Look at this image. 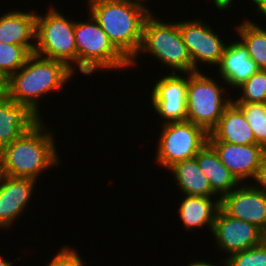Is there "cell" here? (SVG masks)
<instances>
[{
    "label": "cell",
    "mask_w": 266,
    "mask_h": 266,
    "mask_svg": "<svg viewBox=\"0 0 266 266\" xmlns=\"http://www.w3.org/2000/svg\"><path fill=\"white\" fill-rule=\"evenodd\" d=\"M36 10H11L0 15V43L23 46L30 54L36 46Z\"/></svg>",
    "instance_id": "cell-16"
},
{
    "label": "cell",
    "mask_w": 266,
    "mask_h": 266,
    "mask_svg": "<svg viewBox=\"0 0 266 266\" xmlns=\"http://www.w3.org/2000/svg\"><path fill=\"white\" fill-rule=\"evenodd\" d=\"M253 183L258 189L266 193V153L263 156L261 166Z\"/></svg>",
    "instance_id": "cell-28"
},
{
    "label": "cell",
    "mask_w": 266,
    "mask_h": 266,
    "mask_svg": "<svg viewBox=\"0 0 266 266\" xmlns=\"http://www.w3.org/2000/svg\"><path fill=\"white\" fill-rule=\"evenodd\" d=\"M221 265L220 266H224V261H220ZM187 266H219L218 264H215V263H211V262H206L204 260H194L193 262H190V264H188Z\"/></svg>",
    "instance_id": "cell-32"
},
{
    "label": "cell",
    "mask_w": 266,
    "mask_h": 266,
    "mask_svg": "<svg viewBox=\"0 0 266 266\" xmlns=\"http://www.w3.org/2000/svg\"><path fill=\"white\" fill-rule=\"evenodd\" d=\"M76 74L66 63L31 53L25 64L8 78L7 97L26 105L43 119L39 102L51 92H60ZM45 95V96H44Z\"/></svg>",
    "instance_id": "cell-1"
},
{
    "label": "cell",
    "mask_w": 266,
    "mask_h": 266,
    "mask_svg": "<svg viewBox=\"0 0 266 266\" xmlns=\"http://www.w3.org/2000/svg\"><path fill=\"white\" fill-rule=\"evenodd\" d=\"M219 260L224 261V266H266V245L262 242Z\"/></svg>",
    "instance_id": "cell-26"
},
{
    "label": "cell",
    "mask_w": 266,
    "mask_h": 266,
    "mask_svg": "<svg viewBox=\"0 0 266 266\" xmlns=\"http://www.w3.org/2000/svg\"><path fill=\"white\" fill-rule=\"evenodd\" d=\"M221 81L233 89H237L260 69L250 58L247 48L238 39L225 47L220 63L217 65Z\"/></svg>",
    "instance_id": "cell-15"
},
{
    "label": "cell",
    "mask_w": 266,
    "mask_h": 266,
    "mask_svg": "<svg viewBox=\"0 0 266 266\" xmlns=\"http://www.w3.org/2000/svg\"><path fill=\"white\" fill-rule=\"evenodd\" d=\"M235 29L250 58L260 70H266V28L245 17Z\"/></svg>",
    "instance_id": "cell-22"
},
{
    "label": "cell",
    "mask_w": 266,
    "mask_h": 266,
    "mask_svg": "<svg viewBox=\"0 0 266 266\" xmlns=\"http://www.w3.org/2000/svg\"><path fill=\"white\" fill-rule=\"evenodd\" d=\"M160 127L155 161L167 171L177 162L194 158L208 143L209 133L190 121L168 122Z\"/></svg>",
    "instance_id": "cell-8"
},
{
    "label": "cell",
    "mask_w": 266,
    "mask_h": 266,
    "mask_svg": "<svg viewBox=\"0 0 266 266\" xmlns=\"http://www.w3.org/2000/svg\"><path fill=\"white\" fill-rule=\"evenodd\" d=\"M13 261H8L4 256L0 255V266H13Z\"/></svg>",
    "instance_id": "cell-34"
},
{
    "label": "cell",
    "mask_w": 266,
    "mask_h": 266,
    "mask_svg": "<svg viewBox=\"0 0 266 266\" xmlns=\"http://www.w3.org/2000/svg\"><path fill=\"white\" fill-rule=\"evenodd\" d=\"M161 77L154 82L150 92L152 110L164 120L163 123L186 121L188 74L169 73Z\"/></svg>",
    "instance_id": "cell-10"
},
{
    "label": "cell",
    "mask_w": 266,
    "mask_h": 266,
    "mask_svg": "<svg viewBox=\"0 0 266 266\" xmlns=\"http://www.w3.org/2000/svg\"><path fill=\"white\" fill-rule=\"evenodd\" d=\"M8 78L0 72V99L7 97Z\"/></svg>",
    "instance_id": "cell-31"
},
{
    "label": "cell",
    "mask_w": 266,
    "mask_h": 266,
    "mask_svg": "<svg viewBox=\"0 0 266 266\" xmlns=\"http://www.w3.org/2000/svg\"><path fill=\"white\" fill-rule=\"evenodd\" d=\"M220 208L233 218L266 230V193L253 183H243L220 198Z\"/></svg>",
    "instance_id": "cell-12"
},
{
    "label": "cell",
    "mask_w": 266,
    "mask_h": 266,
    "mask_svg": "<svg viewBox=\"0 0 266 266\" xmlns=\"http://www.w3.org/2000/svg\"><path fill=\"white\" fill-rule=\"evenodd\" d=\"M213 1V4L216 6V9L220 11L229 10V8L232 6L231 4L234 3L235 0H211ZM253 4V0H251V5Z\"/></svg>",
    "instance_id": "cell-29"
},
{
    "label": "cell",
    "mask_w": 266,
    "mask_h": 266,
    "mask_svg": "<svg viewBox=\"0 0 266 266\" xmlns=\"http://www.w3.org/2000/svg\"><path fill=\"white\" fill-rule=\"evenodd\" d=\"M141 54H150L164 68L169 67L167 70L170 69V73L188 74L197 71L183 42L179 21L160 20L153 12L145 20L141 47L130 61L131 68L137 64Z\"/></svg>",
    "instance_id": "cell-4"
},
{
    "label": "cell",
    "mask_w": 266,
    "mask_h": 266,
    "mask_svg": "<svg viewBox=\"0 0 266 266\" xmlns=\"http://www.w3.org/2000/svg\"><path fill=\"white\" fill-rule=\"evenodd\" d=\"M210 26L197 18L179 21L183 42L187 47L193 67L197 71H201L199 69L201 64L202 66L203 64L210 67L217 66L227 46V42H224L216 33L217 31Z\"/></svg>",
    "instance_id": "cell-9"
},
{
    "label": "cell",
    "mask_w": 266,
    "mask_h": 266,
    "mask_svg": "<svg viewBox=\"0 0 266 266\" xmlns=\"http://www.w3.org/2000/svg\"><path fill=\"white\" fill-rule=\"evenodd\" d=\"M37 182L26 177L6 175L0 184V229H11L26 212Z\"/></svg>",
    "instance_id": "cell-14"
},
{
    "label": "cell",
    "mask_w": 266,
    "mask_h": 266,
    "mask_svg": "<svg viewBox=\"0 0 266 266\" xmlns=\"http://www.w3.org/2000/svg\"><path fill=\"white\" fill-rule=\"evenodd\" d=\"M262 242L266 245V230L263 231Z\"/></svg>",
    "instance_id": "cell-36"
},
{
    "label": "cell",
    "mask_w": 266,
    "mask_h": 266,
    "mask_svg": "<svg viewBox=\"0 0 266 266\" xmlns=\"http://www.w3.org/2000/svg\"><path fill=\"white\" fill-rule=\"evenodd\" d=\"M199 168L208 178L212 190L221 198L241 184L221 162L214 148L207 143L195 156Z\"/></svg>",
    "instance_id": "cell-20"
},
{
    "label": "cell",
    "mask_w": 266,
    "mask_h": 266,
    "mask_svg": "<svg viewBox=\"0 0 266 266\" xmlns=\"http://www.w3.org/2000/svg\"><path fill=\"white\" fill-rule=\"evenodd\" d=\"M87 17L84 22L75 21L77 68L80 74L90 76L98 70H128L130 61L113 45L89 12Z\"/></svg>",
    "instance_id": "cell-5"
},
{
    "label": "cell",
    "mask_w": 266,
    "mask_h": 266,
    "mask_svg": "<svg viewBox=\"0 0 266 266\" xmlns=\"http://www.w3.org/2000/svg\"><path fill=\"white\" fill-rule=\"evenodd\" d=\"M65 17L53 4L42 15L36 13V46L34 53L66 63L77 69L75 21ZM76 68V69H75Z\"/></svg>",
    "instance_id": "cell-6"
},
{
    "label": "cell",
    "mask_w": 266,
    "mask_h": 266,
    "mask_svg": "<svg viewBox=\"0 0 266 266\" xmlns=\"http://www.w3.org/2000/svg\"><path fill=\"white\" fill-rule=\"evenodd\" d=\"M87 11L113 45L131 61L141 47L144 23L152 12L130 0H88Z\"/></svg>",
    "instance_id": "cell-2"
},
{
    "label": "cell",
    "mask_w": 266,
    "mask_h": 266,
    "mask_svg": "<svg viewBox=\"0 0 266 266\" xmlns=\"http://www.w3.org/2000/svg\"><path fill=\"white\" fill-rule=\"evenodd\" d=\"M247 119L256 143L266 150V103H234Z\"/></svg>",
    "instance_id": "cell-23"
},
{
    "label": "cell",
    "mask_w": 266,
    "mask_h": 266,
    "mask_svg": "<svg viewBox=\"0 0 266 266\" xmlns=\"http://www.w3.org/2000/svg\"><path fill=\"white\" fill-rule=\"evenodd\" d=\"M253 6H255V10L259 15H263L262 17L265 18L266 21V0H253ZM265 16V17H264Z\"/></svg>",
    "instance_id": "cell-30"
},
{
    "label": "cell",
    "mask_w": 266,
    "mask_h": 266,
    "mask_svg": "<svg viewBox=\"0 0 266 266\" xmlns=\"http://www.w3.org/2000/svg\"><path fill=\"white\" fill-rule=\"evenodd\" d=\"M206 75L204 71L188 73L186 105L187 121L201 126L209 133L233 98L226 95L229 89L226 85L222 87L216 82V77Z\"/></svg>",
    "instance_id": "cell-7"
},
{
    "label": "cell",
    "mask_w": 266,
    "mask_h": 266,
    "mask_svg": "<svg viewBox=\"0 0 266 266\" xmlns=\"http://www.w3.org/2000/svg\"><path fill=\"white\" fill-rule=\"evenodd\" d=\"M63 246L60 247L54 257L45 266H85L78 250L75 247Z\"/></svg>",
    "instance_id": "cell-27"
},
{
    "label": "cell",
    "mask_w": 266,
    "mask_h": 266,
    "mask_svg": "<svg viewBox=\"0 0 266 266\" xmlns=\"http://www.w3.org/2000/svg\"><path fill=\"white\" fill-rule=\"evenodd\" d=\"M29 55L23 46L0 43V72L9 78L25 64Z\"/></svg>",
    "instance_id": "cell-25"
},
{
    "label": "cell",
    "mask_w": 266,
    "mask_h": 266,
    "mask_svg": "<svg viewBox=\"0 0 266 266\" xmlns=\"http://www.w3.org/2000/svg\"><path fill=\"white\" fill-rule=\"evenodd\" d=\"M174 180L182 195L219 197L211 188L208 178L199 168L196 158L186 159L171 166Z\"/></svg>",
    "instance_id": "cell-21"
},
{
    "label": "cell",
    "mask_w": 266,
    "mask_h": 266,
    "mask_svg": "<svg viewBox=\"0 0 266 266\" xmlns=\"http://www.w3.org/2000/svg\"><path fill=\"white\" fill-rule=\"evenodd\" d=\"M219 155L221 162L241 183H253L266 150L258 145L231 144L227 142H208ZM246 179V180H245ZM252 181H251V180ZM249 180V181H247Z\"/></svg>",
    "instance_id": "cell-13"
},
{
    "label": "cell",
    "mask_w": 266,
    "mask_h": 266,
    "mask_svg": "<svg viewBox=\"0 0 266 266\" xmlns=\"http://www.w3.org/2000/svg\"><path fill=\"white\" fill-rule=\"evenodd\" d=\"M131 2H135V3H138V4H140V5H142V6H145V7H147L151 12H153L152 11V9H150L148 6H146L147 4H146V1L147 0H130ZM144 2H145V4H144Z\"/></svg>",
    "instance_id": "cell-35"
},
{
    "label": "cell",
    "mask_w": 266,
    "mask_h": 266,
    "mask_svg": "<svg viewBox=\"0 0 266 266\" xmlns=\"http://www.w3.org/2000/svg\"><path fill=\"white\" fill-rule=\"evenodd\" d=\"M40 118L26 105L0 99V150L34 126Z\"/></svg>",
    "instance_id": "cell-17"
},
{
    "label": "cell",
    "mask_w": 266,
    "mask_h": 266,
    "mask_svg": "<svg viewBox=\"0 0 266 266\" xmlns=\"http://www.w3.org/2000/svg\"><path fill=\"white\" fill-rule=\"evenodd\" d=\"M208 142L257 144L247 119L233 102L224 110L217 125L209 132Z\"/></svg>",
    "instance_id": "cell-18"
},
{
    "label": "cell",
    "mask_w": 266,
    "mask_h": 266,
    "mask_svg": "<svg viewBox=\"0 0 266 266\" xmlns=\"http://www.w3.org/2000/svg\"><path fill=\"white\" fill-rule=\"evenodd\" d=\"M43 122L44 119H40L1 150L6 175L37 181L45 170L60 165L54 132Z\"/></svg>",
    "instance_id": "cell-3"
},
{
    "label": "cell",
    "mask_w": 266,
    "mask_h": 266,
    "mask_svg": "<svg viewBox=\"0 0 266 266\" xmlns=\"http://www.w3.org/2000/svg\"><path fill=\"white\" fill-rule=\"evenodd\" d=\"M233 103H266V70H259L237 88ZM237 98V99H236Z\"/></svg>",
    "instance_id": "cell-24"
},
{
    "label": "cell",
    "mask_w": 266,
    "mask_h": 266,
    "mask_svg": "<svg viewBox=\"0 0 266 266\" xmlns=\"http://www.w3.org/2000/svg\"><path fill=\"white\" fill-rule=\"evenodd\" d=\"M181 200L177 214L184 229L191 231L207 226L212 233L215 217L220 208V197L183 195Z\"/></svg>",
    "instance_id": "cell-19"
},
{
    "label": "cell",
    "mask_w": 266,
    "mask_h": 266,
    "mask_svg": "<svg viewBox=\"0 0 266 266\" xmlns=\"http://www.w3.org/2000/svg\"><path fill=\"white\" fill-rule=\"evenodd\" d=\"M6 174H5V169H4V160H3V155L0 150V184L4 180Z\"/></svg>",
    "instance_id": "cell-33"
},
{
    "label": "cell",
    "mask_w": 266,
    "mask_h": 266,
    "mask_svg": "<svg viewBox=\"0 0 266 266\" xmlns=\"http://www.w3.org/2000/svg\"><path fill=\"white\" fill-rule=\"evenodd\" d=\"M216 248L229 257L232 253L255 247L262 243L263 231L256 225L236 219L219 208L212 233ZM218 245V246H217ZM227 253V254H226Z\"/></svg>",
    "instance_id": "cell-11"
}]
</instances>
